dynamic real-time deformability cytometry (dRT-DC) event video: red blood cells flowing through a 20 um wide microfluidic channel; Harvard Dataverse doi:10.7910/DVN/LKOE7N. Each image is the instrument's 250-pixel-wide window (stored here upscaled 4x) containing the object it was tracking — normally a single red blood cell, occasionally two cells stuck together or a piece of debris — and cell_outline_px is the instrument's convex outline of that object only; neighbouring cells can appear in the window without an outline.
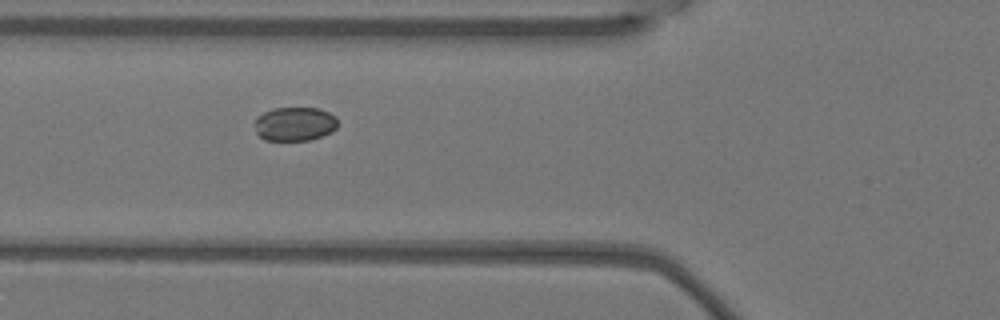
{"species": "Egyptian fruit bat (a non-hibernating species)", "species_latin": "Rousettus aegyptiacus", "temperature_condition": "warm", "stored_images_in_passage": 3, "camera_frame_rate_fps": 3000, "um_per_image_px": 0.085, "animal": {"sex": "female"}, "frame": {"image": 1, "passage_image": 3, "time_ms": 0.667, "image_size_px": [1000, 320], "cell_outline_px": [[340, 124], [336, 128], [320, 136], [308, 140], [264, 140], [256, 132], [256, 120], [264, 112], [272, 108], [320, 108], [336, 116]], "centroid_in_image_um": [25.09, 10.52], "position_along_channel_um": 100.7, "area_um2": 16.3}}